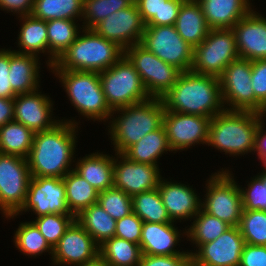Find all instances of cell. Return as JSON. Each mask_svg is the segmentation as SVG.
Instances as JSON below:
<instances>
[{"label":"cell","mask_w":266,"mask_h":266,"mask_svg":"<svg viewBox=\"0 0 266 266\" xmlns=\"http://www.w3.org/2000/svg\"><path fill=\"white\" fill-rule=\"evenodd\" d=\"M78 123L59 121L52 128L37 132L27 157L32 177L63 178L71 171ZM76 130V131H75Z\"/></svg>","instance_id":"1"},{"label":"cell","mask_w":266,"mask_h":266,"mask_svg":"<svg viewBox=\"0 0 266 266\" xmlns=\"http://www.w3.org/2000/svg\"><path fill=\"white\" fill-rule=\"evenodd\" d=\"M161 100L165 110L177 113L213 118L225 110L219 78L192 71L181 72Z\"/></svg>","instance_id":"2"},{"label":"cell","mask_w":266,"mask_h":266,"mask_svg":"<svg viewBox=\"0 0 266 266\" xmlns=\"http://www.w3.org/2000/svg\"><path fill=\"white\" fill-rule=\"evenodd\" d=\"M262 116L266 117L253 111L224 110L211 118L206 144L231 156L253 152Z\"/></svg>","instance_id":"3"},{"label":"cell","mask_w":266,"mask_h":266,"mask_svg":"<svg viewBox=\"0 0 266 266\" xmlns=\"http://www.w3.org/2000/svg\"><path fill=\"white\" fill-rule=\"evenodd\" d=\"M116 111L121 115L111 117L108 132L115 153L122 154L128 147L163 125L165 106L161 98L150 97L145 101L113 110L112 116Z\"/></svg>","instance_id":"4"},{"label":"cell","mask_w":266,"mask_h":266,"mask_svg":"<svg viewBox=\"0 0 266 266\" xmlns=\"http://www.w3.org/2000/svg\"><path fill=\"white\" fill-rule=\"evenodd\" d=\"M69 48L50 69L103 72L124 56V49L93 29L83 28Z\"/></svg>","instance_id":"5"},{"label":"cell","mask_w":266,"mask_h":266,"mask_svg":"<svg viewBox=\"0 0 266 266\" xmlns=\"http://www.w3.org/2000/svg\"><path fill=\"white\" fill-rule=\"evenodd\" d=\"M60 79L65 92L82 116L97 121L112 117V110L106 102L99 73L51 69Z\"/></svg>","instance_id":"6"},{"label":"cell","mask_w":266,"mask_h":266,"mask_svg":"<svg viewBox=\"0 0 266 266\" xmlns=\"http://www.w3.org/2000/svg\"><path fill=\"white\" fill-rule=\"evenodd\" d=\"M99 76L106 102L112 111L150 98L139 73L125 56L100 72Z\"/></svg>","instance_id":"7"},{"label":"cell","mask_w":266,"mask_h":266,"mask_svg":"<svg viewBox=\"0 0 266 266\" xmlns=\"http://www.w3.org/2000/svg\"><path fill=\"white\" fill-rule=\"evenodd\" d=\"M238 58L234 31L210 29L207 37L193 48L190 71L219 78L225 68Z\"/></svg>","instance_id":"8"},{"label":"cell","mask_w":266,"mask_h":266,"mask_svg":"<svg viewBox=\"0 0 266 266\" xmlns=\"http://www.w3.org/2000/svg\"><path fill=\"white\" fill-rule=\"evenodd\" d=\"M233 178L227 169L210 176L201 209L230 226H239L243 206L240 187Z\"/></svg>","instance_id":"9"},{"label":"cell","mask_w":266,"mask_h":266,"mask_svg":"<svg viewBox=\"0 0 266 266\" xmlns=\"http://www.w3.org/2000/svg\"><path fill=\"white\" fill-rule=\"evenodd\" d=\"M124 56L139 73L150 97L161 98L164 96L181 74L179 69L167 64L140 43L125 49Z\"/></svg>","instance_id":"10"},{"label":"cell","mask_w":266,"mask_h":266,"mask_svg":"<svg viewBox=\"0 0 266 266\" xmlns=\"http://www.w3.org/2000/svg\"><path fill=\"white\" fill-rule=\"evenodd\" d=\"M31 178L27 159L0 153V210L5 217L21 210Z\"/></svg>","instance_id":"11"},{"label":"cell","mask_w":266,"mask_h":266,"mask_svg":"<svg viewBox=\"0 0 266 266\" xmlns=\"http://www.w3.org/2000/svg\"><path fill=\"white\" fill-rule=\"evenodd\" d=\"M140 44L181 72L190 71L193 47L182 39L174 25H145Z\"/></svg>","instance_id":"12"},{"label":"cell","mask_w":266,"mask_h":266,"mask_svg":"<svg viewBox=\"0 0 266 266\" xmlns=\"http://www.w3.org/2000/svg\"><path fill=\"white\" fill-rule=\"evenodd\" d=\"M252 61L238 58L219 77L225 110L256 112V96L251 82Z\"/></svg>","instance_id":"13"},{"label":"cell","mask_w":266,"mask_h":266,"mask_svg":"<svg viewBox=\"0 0 266 266\" xmlns=\"http://www.w3.org/2000/svg\"><path fill=\"white\" fill-rule=\"evenodd\" d=\"M29 210L37 217L47 214H71L67 206L63 178L32 177L23 207L16 215H8L6 218H14Z\"/></svg>","instance_id":"14"},{"label":"cell","mask_w":266,"mask_h":266,"mask_svg":"<svg viewBox=\"0 0 266 266\" xmlns=\"http://www.w3.org/2000/svg\"><path fill=\"white\" fill-rule=\"evenodd\" d=\"M103 38L115 42L124 50L141 42L145 24L135 2L113 12L92 28Z\"/></svg>","instance_id":"15"},{"label":"cell","mask_w":266,"mask_h":266,"mask_svg":"<svg viewBox=\"0 0 266 266\" xmlns=\"http://www.w3.org/2000/svg\"><path fill=\"white\" fill-rule=\"evenodd\" d=\"M211 118L165 110L163 127L172 151L206 144Z\"/></svg>","instance_id":"16"},{"label":"cell","mask_w":266,"mask_h":266,"mask_svg":"<svg viewBox=\"0 0 266 266\" xmlns=\"http://www.w3.org/2000/svg\"><path fill=\"white\" fill-rule=\"evenodd\" d=\"M244 244L239 227L231 226L216 240L191 251V260L200 266H239Z\"/></svg>","instance_id":"17"},{"label":"cell","mask_w":266,"mask_h":266,"mask_svg":"<svg viewBox=\"0 0 266 266\" xmlns=\"http://www.w3.org/2000/svg\"><path fill=\"white\" fill-rule=\"evenodd\" d=\"M115 155L113 187L121 189L131 197L158 187L162 177L159 166L136 163L122 154Z\"/></svg>","instance_id":"18"},{"label":"cell","mask_w":266,"mask_h":266,"mask_svg":"<svg viewBox=\"0 0 266 266\" xmlns=\"http://www.w3.org/2000/svg\"><path fill=\"white\" fill-rule=\"evenodd\" d=\"M99 254V245L75 220L58 243L53 247L54 265L78 266L95 258Z\"/></svg>","instance_id":"19"},{"label":"cell","mask_w":266,"mask_h":266,"mask_svg":"<svg viewBox=\"0 0 266 266\" xmlns=\"http://www.w3.org/2000/svg\"><path fill=\"white\" fill-rule=\"evenodd\" d=\"M38 90L14 97V120L34 133L50 129L60 121L51 117L52 100Z\"/></svg>","instance_id":"20"},{"label":"cell","mask_w":266,"mask_h":266,"mask_svg":"<svg viewBox=\"0 0 266 266\" xmlns=\"http://www.w3.org/2000/svg\"><path fill=\"white\" fill-rule=\"evenodd\" d=\"M232 30L239 58L249 61L266 59V17L251 10Z\"/></svg>","instance_id":"21"},{"label":"cell","mask_w":266,"mask_h":266,"mask_svg":"<svg viewBox=\"0 0 266 266\" xmlns=\"http://www.w3.org/2000/svg\"><path fill=\"white\" fill-rule=\"evenodd\" d=\"M157 188L172 222L194 218L200 211L202 201L191 186L161 178Z\"/></svg>","instance_id":"22"},{"label":"cell","mask_w":266,"mask_h":266,"mask_svg":"<svg viewBox=\"0 0 266 266\" xmlns=\"http://www.w3.org/2000/svg\"><path fill=\"white\" fill-rule=\"evenodd\" d=\"M174 222L151 223L143 222L139 246L142 254L147 255H191L174 249L179 243L182 233L175 228Z\"/></svg>","instance_id":"23"},{"label":"cell","mask_w":266,"mask_h":266,"mask_svg":"<svg viewBox=\"0 0 266 266\" xmlns=\"http://www.w3.org/2000/svg\"><path fill=\"white\" fill-rule=\"evenodd\" d=\"M210 29H232L251 10L249 0H198Z\"/></svg>","instance_id":"24"},{"label":"cell","mask_w":266,"mask_h":266,"mask_svg":"<svg viewBox=\"0 0 266 266\" xmlns=\"http://www.w3.org/2000/svg\"><path fill=\"white\" fill-rule=\"evenodd\" d=\"M38 56L21 54L9 49V81L12 90L18 94L30 93L39 89Z\"/></svg>","instance_id":"25"},{"label":"cell","mask_w":266,"mask_h":266,"mask_svg":"<svg viewBox=\"0 0 266 266\" xmlns=\"http://www.w3.org/2000/svg\"><path fill=\"white\" fill-rule=\"evenodd\" d=\"M174 26L182 39L193 48L207 37L210 30L198 0L182 2Z\"/></svg>","instance_id":"26"},{"label":"cell","mask_w":266,"mask_h":266,"mask_svg":"<svg viewBox=\"0 0 266 266\" xmlns=\"http://www.w3.org/2000/svg\"><path fill=\"white\" fill-rule=\"evenodd\" d=\"M73 170L87 180L99 192L113 187L114 157L102 153L85 155L77 160Z\"/></svg>","instance_id":"27"},{"label":"cell","mask_w":266,"mask_h":266,"mask_svg":"<svg viewBox=\"0 0 266 266\" xmlns=\"http://www.w3.org/2000/svg\"><path fill=\"white\" fill-rule=\"evenodd\" d=\"M167 151H172L163 125L128 147L122 155L136 163L157 165V160Z\"/></svg>","instance_id":"28"},{"label":"cell","mask_w":266,"mask_h":266,"mask_svg":"<svg viewBox=\"0 0 266 266\" xmlns=\"http://www.w3.org/2000/svg\"><path fill=\"white\" fill-rule=\"evenodd\" d=\"M68 209L75 217L98 201L99 191L73 169L63 177Z\"/></svg>","instance_id":"29"},{"label":"cell","mask_w":266,"mask_h":266,"mask_svg":"<svg viewBox=\"0 0 266 266\" xmlns=\"http://www.w3.org/2000/svg\"><path fill=\"white\" fill-rule=\"evenodd\" d=\"M23 22L18 35L19 51L21 54L37 56L40 52H48L47 21L38 19L32 15L20 16Z\"/></svg>","instance_id":"30"},{"label":"cell","mask_w":266,"mask_h":266,"mask_svg":"<svg viewBox=\"0 0 266 266\" xmlns=\"http://www.w3.org/2000/svg\"><path fill=\"white\" fill-rule=\"evenodd\" d=\"M75 20L54 19L47 21L48 66H53L69 48L81 31Z\"/></svg>","instance_id":"31"},{"label":"cell","mask_w":266,"mask_h":266,"mask_svg":"<svg viewBox=\"0 0 266 266\" xmlns=\"http://www.w3.org/2000/svg\"><path fill=\"white\" fill-rule=\"evenodd\" d=\"M76 221L85 231L101 245L114 237L116 220L113 219L98 203L84 209L76 216Z\"/></svg>","instance_id":"32"},{"label":"cell","mask_w":266,"mask_h":266,"mask_svg":"<svg viewBox=\"0 0 266 266\" xmlns=\"http://www.w3.org/2000/svg\"><path fill=\"white\" fill-rule=\"evenodd\" d=\"M35 133L15 120L0 127V153L27 159Z\"/></svg>","instance_id":"33"},{"label":"cell","mask_w":266,"mask_h":266,"mask_svg":"<svg viewBox=\"0 0 266 266\" xmlns=\"http://www.w3.org/2000/svg\"><path fill=\"white\" fill-rule=\"evenodd\" d=\"M99 255L110 266H139L143 254L139 244L114 236L99 245Z\"/></svg>","instance_id":"34"},{"label":"cell","mask_w":266,"mask_h":266,"mask_svg":"<svg viewBox=\"0 0 266 266\" xmlns=\"http://www.w3.org/2000/svg\"><path fill=\"white\" fill-rule=\"evenodd\" d=\"M184 0H136L145 25H175Z\"/></svg>","instance_id":"35"},{"label":"cell","mask_w":266,"mask_h":266,"mask_svg":"<svg viewBox=\"0 0 266 266\" xmlns=\"http://www.w3.org/2000/svg\"><path fill=\"white\" fill-rule=\"evenodd\" d=\"M83 9L84 0H34L31 15L44 21L82 20Z\"/></svg>","instance_id":"36"},{"label":"cell","mask_w":266,"mask_h":266,"mask_svg":"<svg viewBox=\"0 0 266 266\" xmlns=\"http://www.w3.org/2000/svg\"><path fill=\"white\" fill-rule=\"evenodd\" d=\"M194 221L190 228L185 229L184 233L193 245L198 248L201 244H205L216 240L231 226L226 222L214 217L202 209L194 216Z\"/></svg>","instance_id":"37"},{"label":"cell","mask_w":266,"mask_h":266,"mask_svg":"<svg viewBox=\"0 0 266 266\" xmlns=\"http://www.w3.org/2000/svg\"><path fill=\"white\" fill-rule=\"evenodd\" d=\"M132 212L143 222H172L163 205L158 188L132 196Z\"/></svg>","instance_id":"38"},{"label":"cell","mask_w":266,"mask_h":266,"mask_svg":"<svg viewBox=\"0 0 266 266\" xmlns=\"http://www.w3.org/2000/svg\"><path fill=\"white\" fill-rule=\"evenodd\" d=\"M14 243L20 252L28 256L36 257L48 251L53 255V248L32 221L19 225L14 235Z\"/></svg>","instance_id":"39"},{"label":"cell","mask_w":266,"mask_h":266,"mask_svg":"<svg viewBox=\"0 0 266 266\" xmlns=\"http://www.w3.org/2000/svg\"><path fill=\"white\" fill-rule=\"evenodd\" d=\"M239 229L246 244L266 246V212L243 210Z\"/></svg>","instance_id":"40"},{"label":"cell","mask_w":266,"mask_h":266,"mask_svg":"<svg viewBox=\"0 0 266 266\" xmlns=\"http://www.w3.org/2000/svg\"><path fill=\"white\" fill-rule=\"evenodd\" d=\"M130 0H84L82 28L92 29L113 12L125 9Z\"/></svg>","instance_id":"41"},{"label":"cell","mask_w":266,"mask_h":266,"mask_svg":"<svg viewBox=\"0 0 266 266\" xmlns=\"http://www.w3.org/2000/svg\"><path fill=\"white\" fill-rule=\"evenodd\" d=\"M75 220L72 214H47L32 222L53 248Z\"/></svg>","instance_id":"42"},{"label":"cell","mask_w":266,"mask_h":266,"mask_svg":"<svg viewBox=\"0 0 266 266\" xmlns=\"http://www.w3.org/2000/svg\"><path fill=\"white\" fill-rule=\"evenodd\" d=\"M97 203L116 221L132 213V197L115 187L100 191Z\"/></svg>","instance_id":"43"},{"label":"cell","mask_w":266,"mask_h":266,"mask_svg":"<svg viewBox=\"0 0 266 266\" xmlns=\"http://www.w3.org/2000/svg\"><path fill=\"white\" fill-rule=\"evenodd\" d=\"M264 171L248 182L246 189L240 187L243 210L266 212V165Z\"/></svg>","instance_id":"44"},{"label":"cell","mask_w":266,"mask_h":266,"mask_svg":"<svg viewBox=\"0 0 266 266\" xmlns=\"http://www.w3.org/2000/svg\"><path fill=\"white\" fill-rule=\"evenodd\" d=\"M251 82L256 96V112L266 115V59L252 61Z\"/></svg>","instance_id":"45"},{"label":"cell","mask_w":266,"mask_h":266,"mask_svg":"<svg viewBox=\"0 0 266 266\" xmlns=\"http://www.w3.org/2000/svg\"><path fill=\"white\" fill-rule=\"evenodd\" d=\"M143 221L134 213H130L116 221L115 237L140 243Z\"/></svg>","instance_id":"46"},{"label":"cell","mask_w":266,"mask_h":266,"mask_svg":"<svg viewBox=\"0 0 266 266\" xmlns=\"http://www.w3.org/2000/svg\"><path fill=\"white\" fill-rule=\"evenodd\" d=\"M191 255H147L143 254L139 266H187Z\"/></svg>","instance_id":"47"},{"label":"cell","mask_w":266,"mask_h":266,"mask_svg":"<svg viewBox=\"0 0 266 266\" xmlns=\"http://www.w3.org/2000/svg\"><path fill=\"white\" fill-rule=\"evenodd\" d=\"M239 266H266V246L245 243Z\"/></svg>","instance_id":"48"},{"label":"cell","mask_w":266,"mask_h":266,"mask_svg":"<svg viewBox=\"0 0 266 266\" xmlns=\"http://www.w3.org/2000/svg\"><path fill=\"white\" fill-rule=\"evenodd\" d=\"M9 79V50L0 49V98H14L17 95Z\"/></svg>","instance_id":"49"},{"label":"cell","mask_w":266,"mask_h":266,"mask_svg":"<svg viewBox=\"0 0 266 266\" xmlns=\"http://www.w3.org/2000/svg\"><path fill=\"white\" fill-rule=\"evenodd\" d=\"M34 0H0V9L17 13L20 16L31 15Z\"/></svg>","instance_id":"50"},{"label":"cell","mask_w":266,"mask_h":266,"mask_svg":"<svg viewBox=\"0 0 266 266\" xmlns=\"http://www.w3.org/2000/svg\"><path fill=\"white\" fill-rule=\"evenodd\" d=\"M263 117L264 116L260 118L254 153L257 152L260 161L262 160L261 162H263V165H266V131L263 129L265 128Z\"/></svg>","instance_id":"51"},{"label":"cell","mask_w":266,"mask_h":266,"mask_svg":"<svg viewBox=\"0 0 266 266\" xmlns=\"http://www.w3.org/2000/svg\"><path fill=\"white\" fill-rule=\"evenodd\" d=\"M14 120V98H0V127Z\"/></svg>","instance_id":"52"},{"label":"cell","mask_w":266,"mask_h":266,"mask_svg":"<svg viewBox=\"0 0 266 266\" xmlns=\"http://www.w3.org/2000/svg\"><path fill=\"white\" fill-rule=\"evenodd\" d=\"M78 266H110V265L98 254L95 258Z\"/></svg>","instance_id":"53"},{"label":"cell","mask_w":266,"mask_h":266,"mask_svg":"<svg viewBox=\"0 0 266 266\" xmlns=\"http://www.w3.org/2000/svg\"><path fill=\"white\" fill-rule=\"evenodd\" d=\"M187 266H194V262L192 260H190V262Z\"/></svg>","instance_id":"54"}]
</instances>
